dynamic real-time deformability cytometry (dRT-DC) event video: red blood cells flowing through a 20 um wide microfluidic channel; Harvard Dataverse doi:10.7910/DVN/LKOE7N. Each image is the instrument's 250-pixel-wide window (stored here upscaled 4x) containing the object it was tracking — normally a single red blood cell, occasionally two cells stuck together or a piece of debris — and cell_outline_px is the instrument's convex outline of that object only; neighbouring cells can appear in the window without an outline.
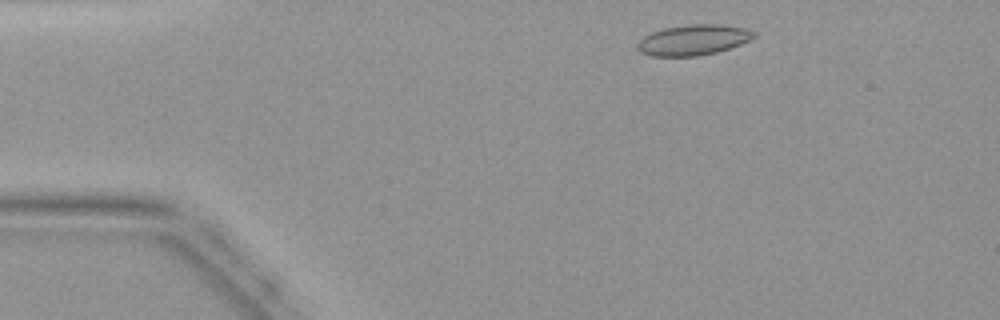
{"species": "common noctule bat (a hibernating species)", "species_latin": "Nyctalus noctula", "temperature_condition": "warm", "stored_images_in_passage": 40, "camera_frame_rate_fps": 3000, "um_per_image_px": 0.085, "animal": {"sex": "female", "body_mass_g": 19.9}, "frame": {"image": 1, "passage_image": 3, "time_ms": 0.667, "image_size_px": [1000, 320], "cell_outline_px": [[756, 36], [752, 40], [716, 52], [696, 56], [652, 56], [640, 52], [636, 48], [636, 44], [644, 36], [652, 32], [664, 28], [688, 24], [720, 24], [748, 28], [756, 32]], "centroid_in_image_um": [58.95, 3.38], "position_along_channel_um": 26.1, "area_um2": 20.87}}
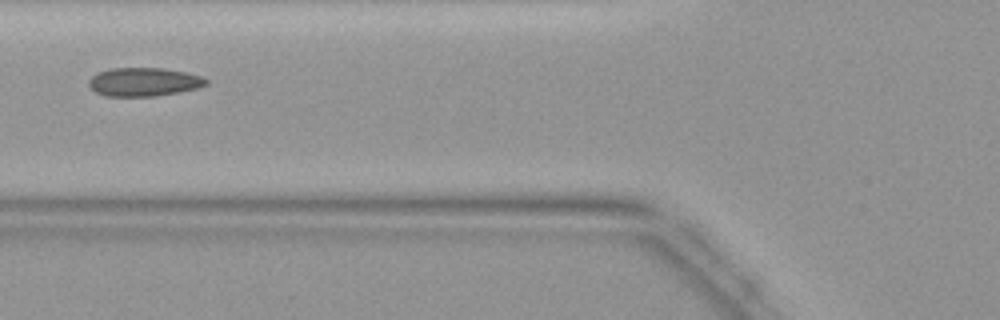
{"frame": {"image": 2, "passage_image": 13, "time_ms": 4.0, "image_size_px": [1000, 320], "cell_outline_px": [[208, 84], [196, 88], [180, 92], [156, 96], [104, 96], [96, 92], [88, 84], [88, 80], [96, 72], [112, 68], [164, 68], [184, 72], [200, 76], [208, 80]], "centroid_in_image_um": [12.2, 6.96], "position_along_channel_um": 113.6, "area_um2": 19.54}}
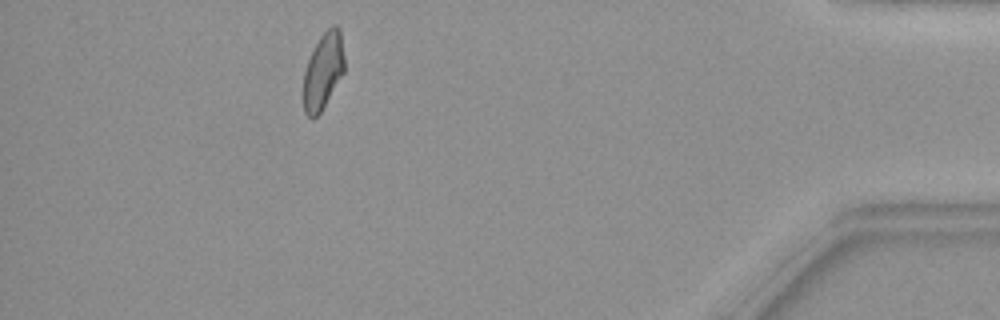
{"frame": {"image": 3, "passage_image": 36, "time_ms": 11.667, "image_size_px": [1000, 320], "cell_outline_px": [[344, 72], [320, 112], [312, 120], [304, 112], [304, 72], [308, 60], [320, 36], [332, 24], [336, 24], [340, 28], [344, 56]], "centroid_in_image_um": [27.48, 6.01], "position_along_channel_um": 407.7, "area_um2": 18.03}}